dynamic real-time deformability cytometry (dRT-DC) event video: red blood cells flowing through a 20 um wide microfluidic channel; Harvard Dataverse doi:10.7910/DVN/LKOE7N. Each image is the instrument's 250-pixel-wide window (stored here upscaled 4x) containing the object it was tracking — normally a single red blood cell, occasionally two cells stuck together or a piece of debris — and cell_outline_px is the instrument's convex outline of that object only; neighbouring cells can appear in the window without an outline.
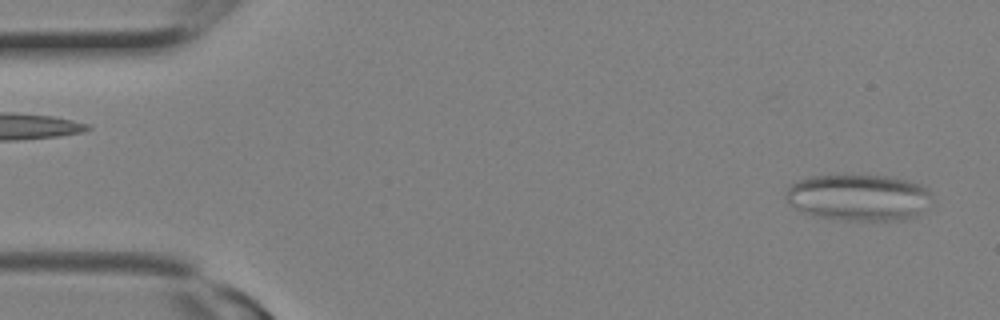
{"species": "Egyptian fruit bat (a non-hibernating species)", "species_latin": "Rousettus aegyptiacus", "temperature_condition": "room temperature", "stored_images_in_passage": 24, "camera_frame_rate_fps": 3000, "um_per_image_px": 0.085, "animal": {"sex": "female"}, "frame": {"image": 1, "passage_image": 1, "time_ms": 0.0, "image_size_px": [1000, 320], "cell_outline_px": [[932, 196], [920, 212], [912, 216], [888, 220], [836, 220], [812, 216], [800, 212], [788, 204], [784, 192], [788, 184], [796, 180], [812, 176], [844, 172], [888, 176], [908, 180], [920, 184], [928, 188], [932, 192]], "centroid_in_image_um": [72.85, 16.73], "position_along_channel_um": 12.1, "area_um2": 40.81}}
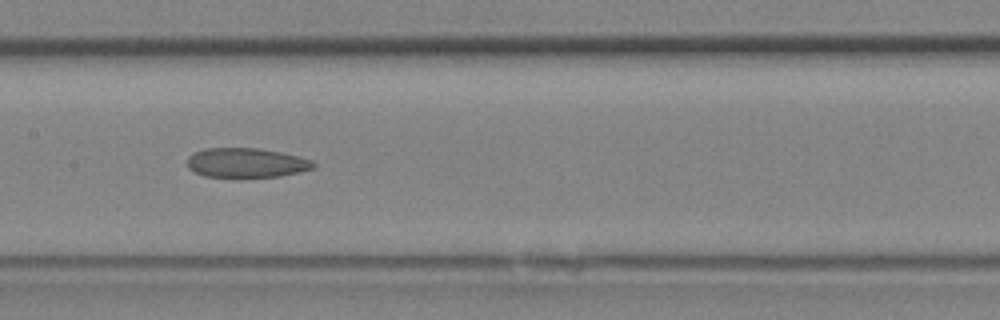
{"frame": {"image": 2, "passage_image": 12, "time_ms": 3.667, "image_size_px": [1000, 320], "cell_outline_px": [[316, 168], [300, 172], [280, 176], [204, 176], [188, 168], [188, 156], [192, 152], [204, 148], [256, 148], [280, 152], [312, 160], [316, 164]], "centroid_in_image_um": [20.94, 13.82], "position_along_channel_um": 186.5, "area_um2": 21.5}}
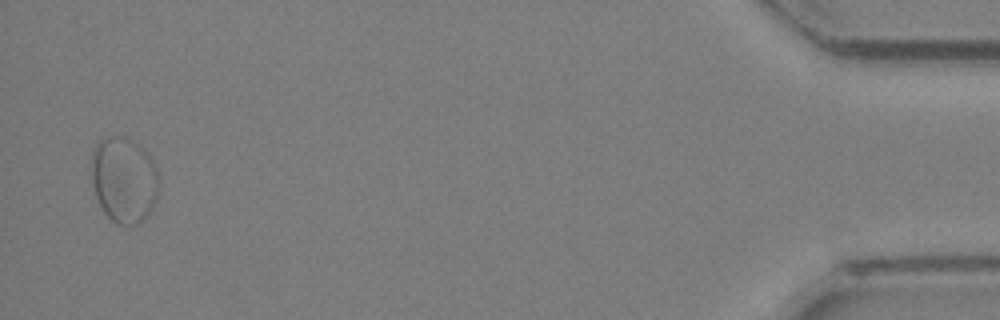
{"frame": {"image": 3, "passage_image": 24, "time_ms": 7.667, "image_size_px": [1000, 320], "cell_outline_px": [[160, 192], [156, 200], [148, 212], [136, 224], [116, 224], [104, 212], [96, 196], [92, 180], [92, 152], [96, 144], [100, 140], [112, 136], [128, 136], [140, 144], [148, 152], [160, 176]], "centroid_in_image_um": [10.57, 15.23], "position_along_channel_um": 424.6, "area_um2": 33.99}}